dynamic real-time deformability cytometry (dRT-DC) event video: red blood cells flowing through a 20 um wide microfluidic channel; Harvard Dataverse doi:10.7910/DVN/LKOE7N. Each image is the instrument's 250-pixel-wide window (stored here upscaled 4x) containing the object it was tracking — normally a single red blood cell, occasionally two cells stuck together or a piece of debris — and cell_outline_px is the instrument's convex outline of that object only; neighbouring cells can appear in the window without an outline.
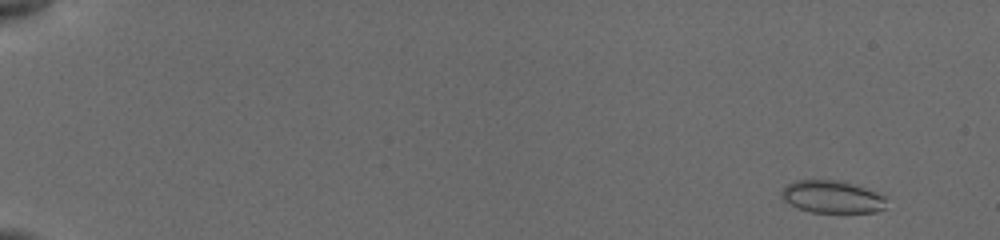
{"species": "common noctule bat (a hibernating species)", "species_latin": "Nyctalus noctula", "temperature_condition": "cold", "stored_images_in_passage": 54, "camera_frame_rate_fps": 3000, "um_per_image_px": 0.085, "animal": {"sex": "female", "body_mass_g": 19.5, "forearm_length_mm": 54.1}, "frame": {"image": 1, "passage_image": 6, "time_ms": 1.333, "image_size_px": [1000, 240], "cell_outline_px": [[884, 208], [876, 212], [812, 212], [800, 208], [784, 200], [780, 196], [780, 192], [788, 184], [796, 180], [840, 180], [864, 188], [884, 196]], "centroid_in_image_um": [70.69, 16.72], "position_along_channel_um": 14.3, "area_um2": 19.42}}
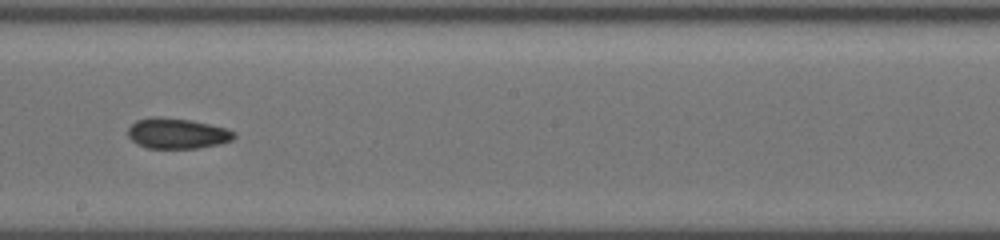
{"frame": {"image": 2, "passage_image": 34, "time_ms": 11.333, "image_size_px": [1000, 240], "cell_outline_px": [[236, 136], [232, 140], [220, 144], [200, 148], [148, 148], [136, 144], [128, 136], [128, 128], [136, 120], [152, 116], [156, 116], [192, 120], [228, 128], [236, 132]], "centroid_in_image_um": [15.08, 11.34], "position_along_channel_um": 233.1, "area_um2": 19.13}}
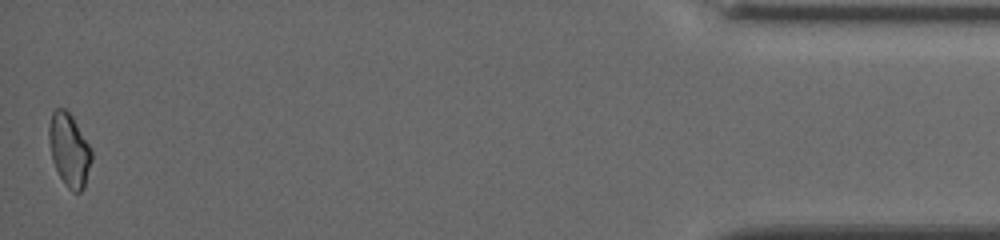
{"frame": {"image": 3, "passage_image": 54, "time_ms": 18.333, "image_size_px": [1000, 240], "cell_outline_px": [[92, 160], [84, 188], [80, 192], [72, 192], [64, 184], [52, 160], [48, 136], [48, 128], [52, 112], [56, 108], [64, 108], [72, 116], [92, 148]], "centroid_in_image_um": [5.89, 12.75], "position_along_channel_um": 429.3, "area_um2": 18.26}, "authors_computed_cell_mechanics": {"area_um2": 19.1318, "velocity_mm_per_s": 3.8734, "shape_relaxation_time_tau1_ms": null, "shape_relaxation_time_tau2_ms": 9.4865, "deformation_change_tau1": null, "deformation_change_tau2": 0.1447}}